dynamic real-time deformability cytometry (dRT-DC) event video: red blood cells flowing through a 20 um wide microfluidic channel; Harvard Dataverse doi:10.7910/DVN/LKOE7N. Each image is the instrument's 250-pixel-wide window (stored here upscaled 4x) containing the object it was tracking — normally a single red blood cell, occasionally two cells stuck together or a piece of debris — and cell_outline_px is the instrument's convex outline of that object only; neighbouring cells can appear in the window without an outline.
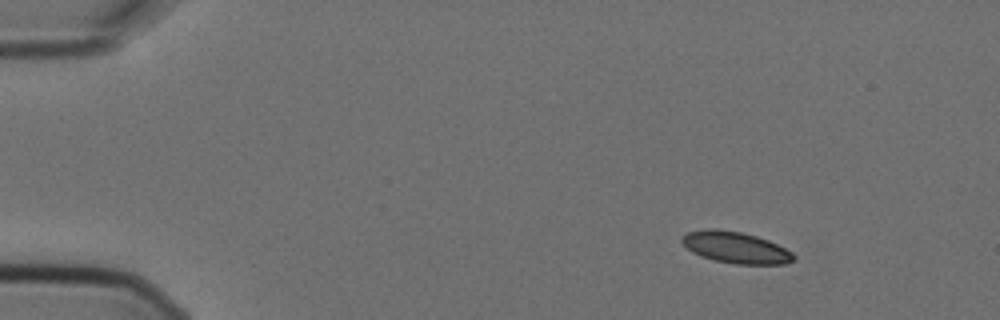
{"species": "Egyptian fruit bat (a non-hibernating species)", "species_latin": "Rousettus aegyptiacus", "temperature_condition": "cold", "stored_images_in_passage": 5, "camera_frame_rate_fps": 3000, "um_per_image_px": 0.085, "animal": {"sex": "female"}, "frame": {"image": 1, "passage_image": 1, "time_ms": 0.0, "image_size_px": [1000, 320], "cell_outline_px": [[796, 256], [792, 260], [784, 264], [736, 264], [716, 260], [700, 256], [692, 252], [680, 240], [688, 232], [708, 228], [716, 228], [740, 232], [756, 236], [768, 240], [792, 252]], "centroid_in_image_um": [62.52, 21.03], "position_along_channel_um": 22.5, "area_um2": 20.23}}
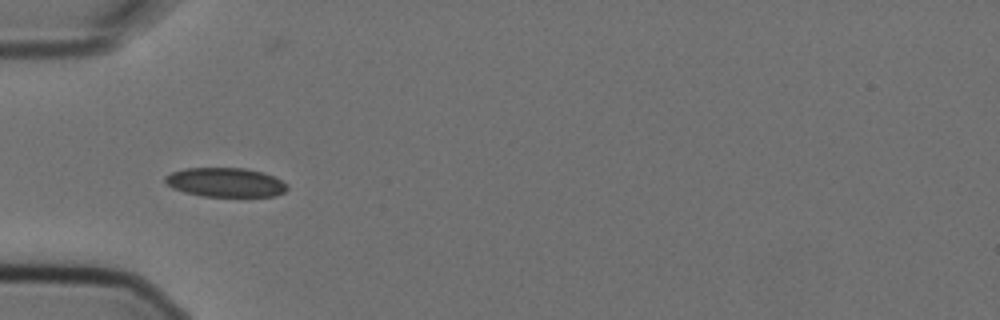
{"frame": {"image": 2, "passage_image": 4, "time_ms": 1.0, "image_size_px": [1000, 320], "cell_outline_px": [[288, 188], [284, 192], [276, 196], [200, 196], [184, 192], [172, 188], [164, 180], [164, 176], [172, 172], [184, 168], [244, 168], [264, 172], [288, 184]], "centroid_in_image_um": [19.15, 15.5], "position_along_channel_um": 65.8, "area_um2": 20.81}}
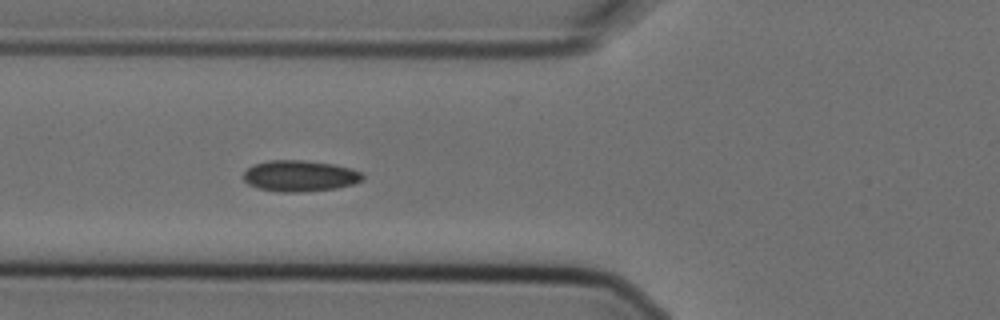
{"frame": {"image": 3, "passage_image": 5, "time_ms": 1.333, "image_size_px": [1000, 320], "cell_outline_px": [[364, 180], [352, 184], [336, 188], [300, 192], [280, 192], [260, 188], [248, 184], [244, 180], [244, 172], [252, 164], [268, 160], [300, 160], [332, 164], [352, 168], [364, 172]], "centroid_in_image_um": [25.51, 14.94], "position_along_channel_um": 100.3, "area_um2": 21.68}}